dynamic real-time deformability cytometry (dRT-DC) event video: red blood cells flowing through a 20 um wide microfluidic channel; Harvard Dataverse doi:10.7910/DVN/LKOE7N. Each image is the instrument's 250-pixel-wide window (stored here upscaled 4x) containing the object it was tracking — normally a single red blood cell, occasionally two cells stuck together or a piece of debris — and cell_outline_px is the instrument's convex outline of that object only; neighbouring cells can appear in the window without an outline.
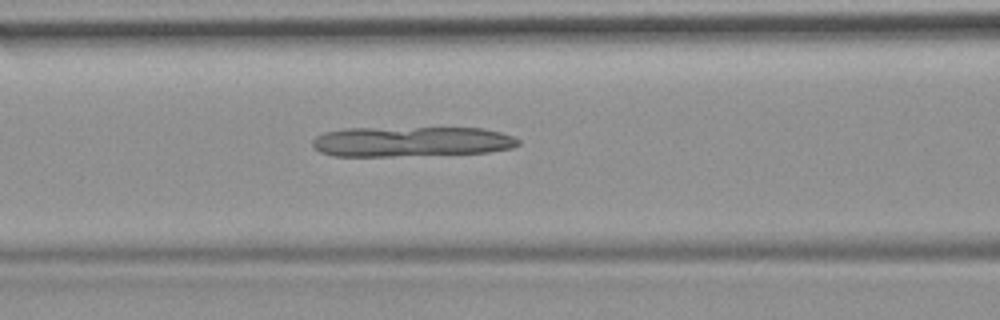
{"species": "common noctule bat (a hibernating species)", "species_latin": "Nyctalus noctula", "temperature_condition": "room temperature", "stored_images_in_passage": 53, "camera_frame_rate_fps": 3000, "um_per_image_px": 0.085, "animal": {"sex": "female", "body_mass_g": 19.9}, "frame": {"image": 1, "passage_image": 22, "time_ms": 7.0, "image_size_px": [1000, 320], "cell_outline_px": [[520, 144], [512, 148], [488, 152], [392, 156], [332, 156], [320, 152], [312, 148], [312, 140], [316, 136], [324, 132], [344, 128], [484, 128], [500, 132], [512, 136], [520, 140]], "centroid_in_image_um": [34.92, 12.03], "position_along_channel_um": 131.7, "area_um2": 36.3}}
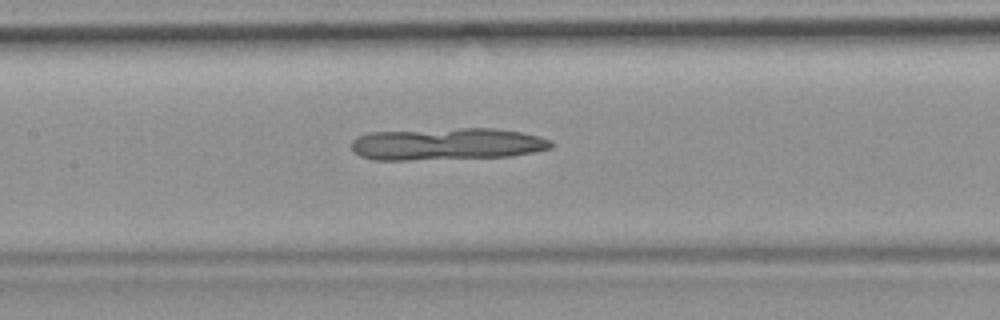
{"frame": {"image": 2, "passage_image": 25, "time_ms": 8.0, "image_size_px": [1000, 320], "cell_outline_px": [[552, 148], [532, 152], [508, 156], [408, 160], [372, 160], [360, 156], [352, 152], [352, 140], [356, 136], [368, 132], [460, 128], [496, 128], [520, 132], [540, 136], [552, 140]], "centroid_in_image_um": [37.94, 12.23], "position_along_channel_um": 169.5, "area_um2": 37.57}}